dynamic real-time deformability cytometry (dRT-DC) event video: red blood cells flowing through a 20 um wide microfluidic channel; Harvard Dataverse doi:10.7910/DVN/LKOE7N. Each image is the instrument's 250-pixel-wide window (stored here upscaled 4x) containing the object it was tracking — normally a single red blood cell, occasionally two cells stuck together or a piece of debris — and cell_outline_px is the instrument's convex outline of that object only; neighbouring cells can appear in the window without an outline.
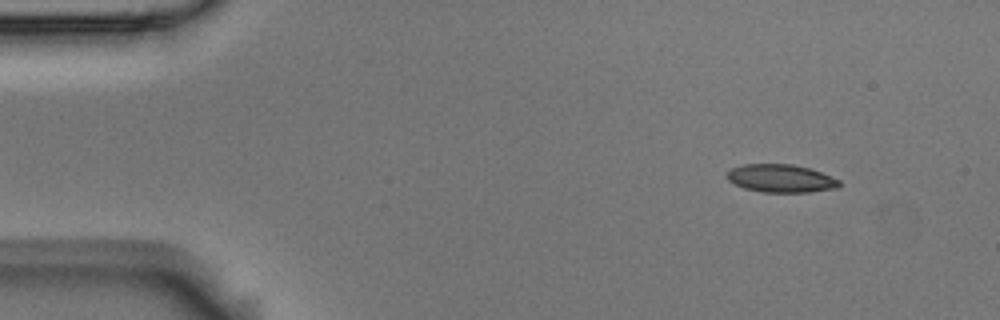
{"species": "Egyptian fruit bat (a non-hibernating species)", "species_latin": "Rousettus aegyptiacus", "temperature_condition": "room temperature", "stored_images_in_passage": 5, "camera_frame_rate_fps": 3000, "um_per_image_px": 0.085, "animal": {"sex": "male"}, "frame": {"image": 1, "passage_image": 1, "time_ms": 0.0, "image_size_px": [1000, 320], "cell_outline_px": [[840, 188], [812, 192], [760, 192], [744, 188], [728, 180], [724, 176], [732, 168], [744, 164], [792, 164], [808, 168], [820, 172], [840, 180]], "centroid_in_image_um": [66.38, 15.17], "position_along_channel_um": 18.6, "area_um2": 18.38}}
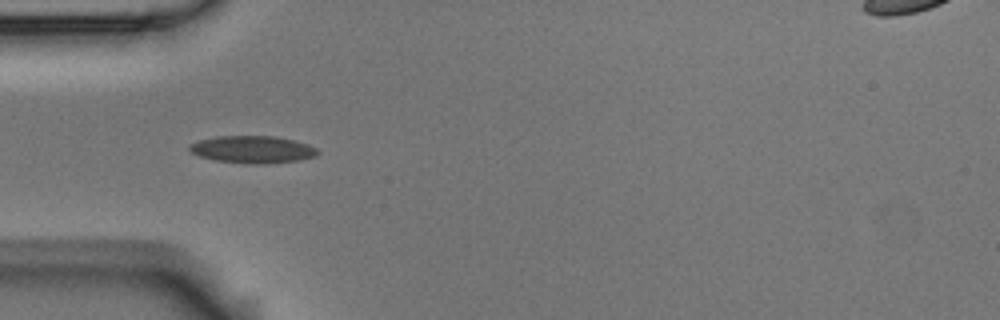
{"frame": {"image": 2, "passage_image": 4, "time_ms": 1.0, "image_size_px": [1000, 320], "cell_outline_px": [[320, 152], [316, 156], [300, 160], [268, 164], [244, 164], [212, 160], [200, 156], [192, 152], [188, 148], [188, 144], [200, 140], [216, 136], [272, 136], [292, 140], [308, 144], [316, 148]], "centroid_in_image_um": [21.46, 12.72], "position_along_channel_um": 63.5, "area_um2": 20.58}}
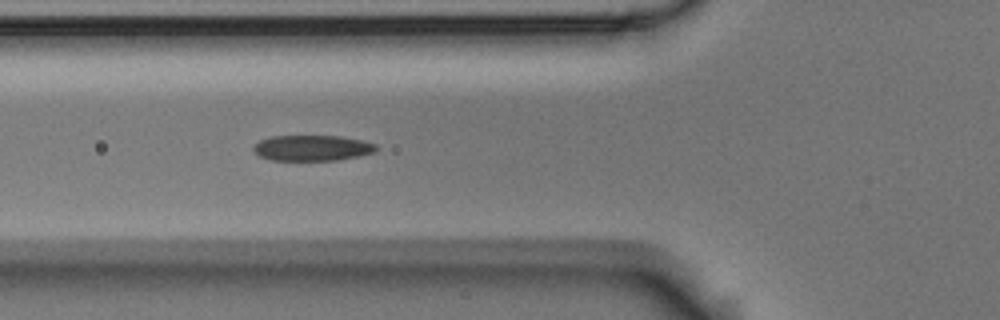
{"frame": {"image": 3, "passage_image": 5, "time_ms": 1.333, "image_size_px": [1000, 320], "cell_outline_px": [[376, 152], [336, 160], [272, 160], [260, 156], [252, 148], [260, 140], [272, 136], [340, 136], [360, 140], [376, 144]], "centroid_in_image_um": [26.53, 12.57], "position_along_channel_um": 99.3, "area_um2": 18.09}}